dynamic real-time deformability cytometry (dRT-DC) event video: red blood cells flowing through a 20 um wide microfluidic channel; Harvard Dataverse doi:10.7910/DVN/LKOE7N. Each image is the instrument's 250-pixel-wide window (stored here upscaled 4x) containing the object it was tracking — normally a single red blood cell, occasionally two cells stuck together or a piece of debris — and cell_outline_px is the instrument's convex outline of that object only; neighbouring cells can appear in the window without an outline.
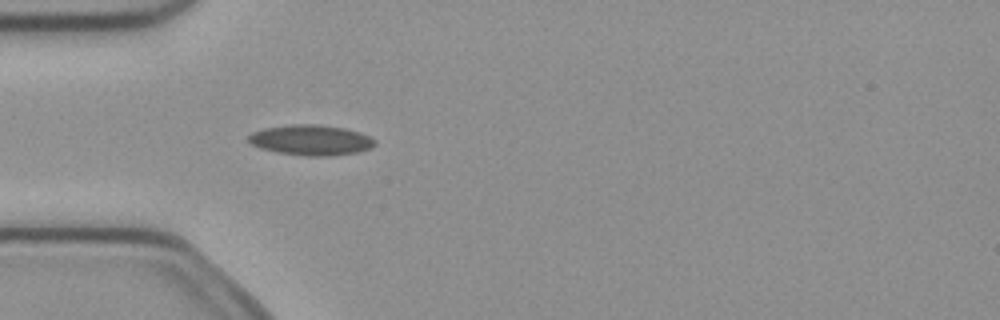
{"species": "common noctule bat (a hibernating species)", "species_latin": "Nyctalus noctula", "temperature_condition": "cold", "stored_images_in_passage": 3, "camera_frame_rate_fps": 3000, "um_per_image_px": 0.085, "animal": {"sex": "female", "body_mass_g": 21.9}, "frame": {"image": 1, "passage_image": 3, "time_ms": 0.667, "image_size_px": [1000, 320], "cell_outline_px": [[376, 144], [372, 148], [360, 152], [328, 156], [308, 156], [276, 152], [260, 148], [252, 144], [248, 140], [248, 136], [252, 132], [264, 128], [292, 124], [320, 124], [344, 128], [360, 132], [376, 140]], "centroid_in_image_um": [26.46, 11.9], "position_along_channel_um": 58.5, "area_um2": 22.54}}